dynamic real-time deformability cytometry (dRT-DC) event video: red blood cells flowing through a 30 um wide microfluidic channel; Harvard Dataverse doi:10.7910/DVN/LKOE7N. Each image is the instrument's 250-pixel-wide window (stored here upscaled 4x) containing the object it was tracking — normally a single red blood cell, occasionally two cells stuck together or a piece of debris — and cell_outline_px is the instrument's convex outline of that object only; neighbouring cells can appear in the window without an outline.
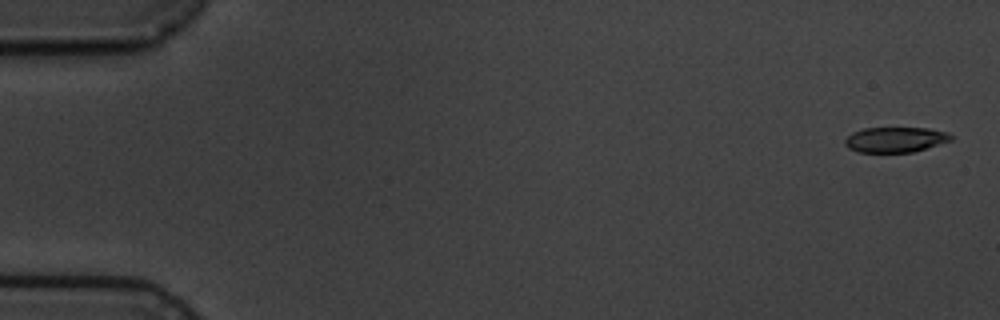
{"species": "common noctule bat (a hibernating species)", "species_latin": "Nyctalus noctula", "temperature_condition": "cold", "stored_images_in_passage": 11, "camera_frame_rate_fps": 3000, "um_per_image_px": 0.085, "animal": {"sex": "male", "body_mass_g": 19.5, "forearm_length_mm": 54.6}, "frame": {"image": 1, "passage_image": 1, "time_ms": 0.0, "image_size_px": [1000, 320], "cell_outline_px": [[952, 140], [912, 152], [856, 152], [848, 148], [844, 144], [844, 140], [852, 132], [864, 128], [928, 128], [948, 132], [952, 136]], "centroid_in_image_um": [76.07, 11.86], "position_along_channel_um": 8.9, "area_um2": 15.61}}
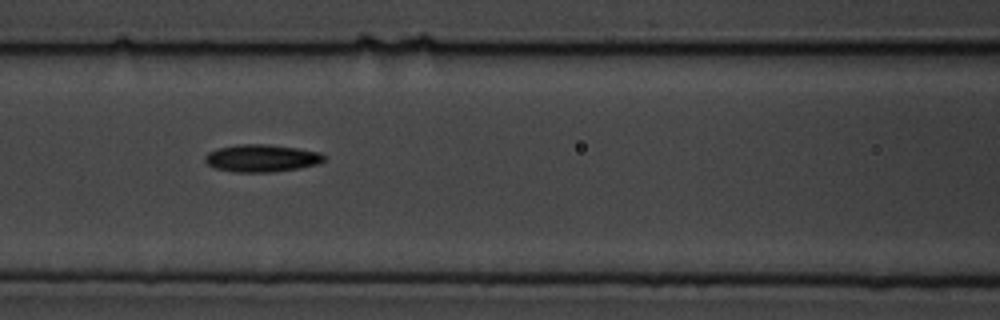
{"frame": {"image": 2, "passage_image": 7, "time_ms": 7.667, "image_size_px": [1000, 320], "cell_outline_px": [[324, 160], [320, 164], [300, 168], [272, 172], [236, 172], [216, 168], [208, 164], [204, 160], [204, 156], [208, 152], [220, 148], [236, 144], [268, 144], [296, 148], [320, 152], [324, 156]], "centroid_in_image_um": [22.25, 13.44], "position_along_channel_um": 144.4, "area_um2": 19.02}}
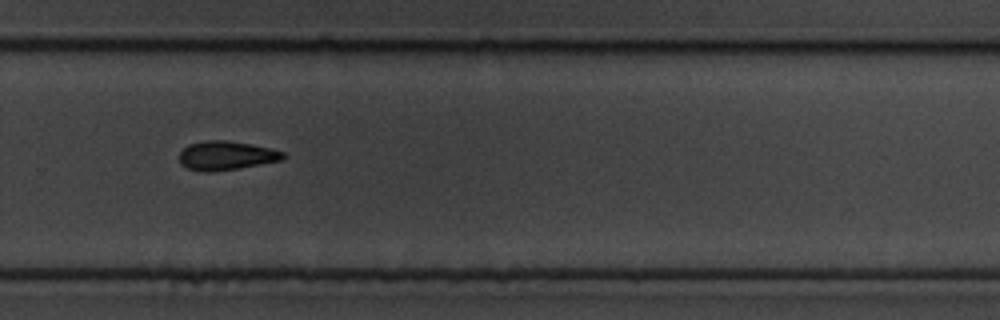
{"frame": {"image": 3, "passage_image": 11, "time_ms": 12.333, "image_size_px": [1000, 320], "cell_outline_px": [[284, 160], [240, 168], [212, 172], [208, 172], [188, 168], [180, 164], [180, 152], [188, 144], [204, 140], [224, 140], [252, 144], [272, 148], [284, 152]], "centroid_in_image_um": [19.25, 13.22], "position_along_channel_um": 310.6, "area_um2": 17.63}}